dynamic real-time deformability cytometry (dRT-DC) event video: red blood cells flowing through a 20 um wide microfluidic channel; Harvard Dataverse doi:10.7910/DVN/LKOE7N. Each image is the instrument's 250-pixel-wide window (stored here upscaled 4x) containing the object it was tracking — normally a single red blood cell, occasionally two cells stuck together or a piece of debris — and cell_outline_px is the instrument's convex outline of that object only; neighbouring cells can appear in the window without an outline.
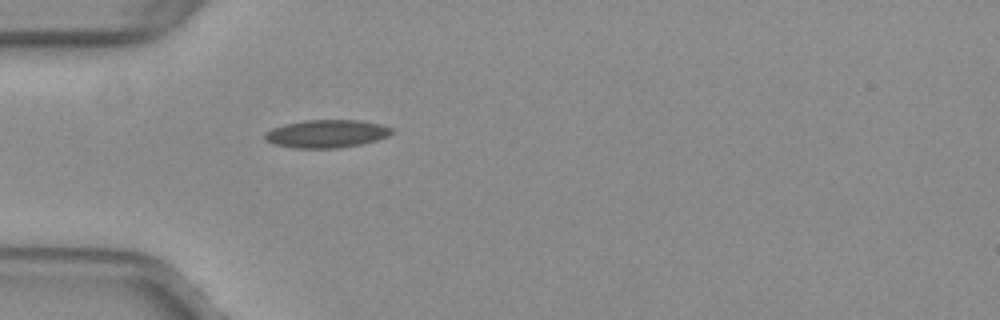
{"species": "common noctule bat (a hibernating species)", "species_latin": "Nyctalus noctula", "temperature_condition": "warm", "stored_images_in_passage": 37, "camera_frame_rate_fps": 3000, "um_per_image_px": 0.085, "animal": {"sex": "female", "body_mass_g": 29.2, "forearm_length_mm": 56.3}, "frame": {"image": 1, "passage_image": 1, "time_ms": 0.0, "image_size_px": [1000, 320], "cell_outline_px": [[396, 132], [388, 136], [376, 140], [360, 144], [340, 148], [292, 148], [272, 144], [264, 140], [264, 132], [272, 128], [284, 124], [304, 120], [360, 120], [380, 124], [392, 128]], "centroid_in_image_um": [27.73, 11.37], "position_along_channel_um": 57.3, "area_um2": 20.92}}
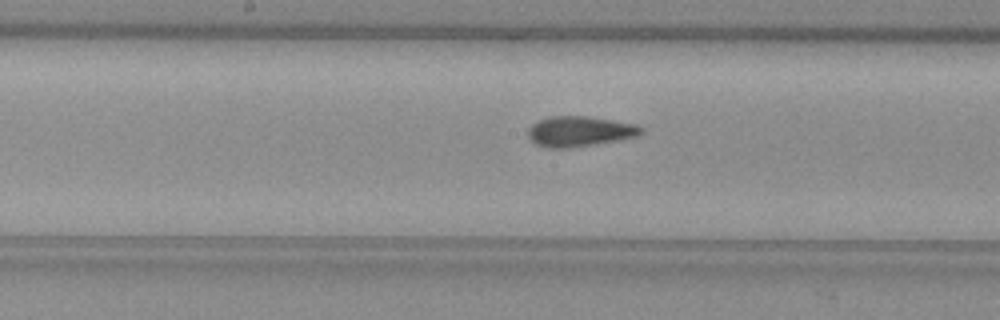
{"frame": {"image": 2, "passage_image": 12, "time_ms": 3.667, "image_size_px": [1000, 320], "cell_outline_px": [[644, 132], [636, 136], [596, 144], [572, 148], [548, 148], [536, 144], [528, 136], [528, 128], [532, 124], [548, 116], [588, 116], [636, 124], [644, 128]], "centroid_in_image_um": [49.27, 11.16], "position_along_channel_um": 198.9, "area_um2": 20.0}}
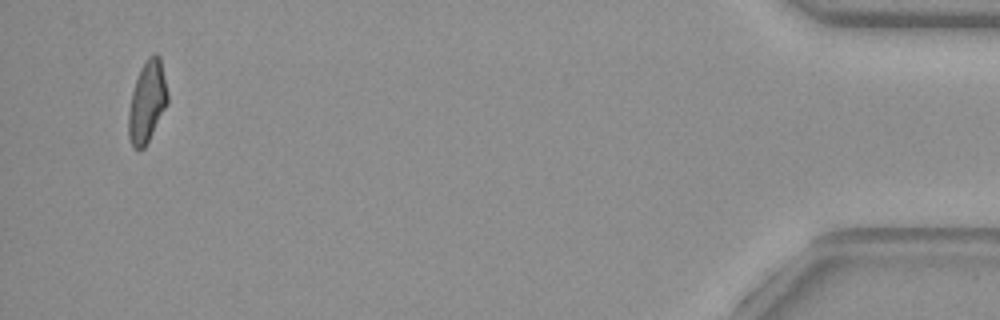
{"frame": {"image": 3, "passage_image": 35, "time_ms": 11.333, "image_size_px": [1000, 320], "cell_outline_px": [[168, 104], [144, 148], [140, 152], [132, 144], [128, 136], [128, 112], [132, 92], [140, 68], [144, 60], [148, 56], [156, 52], [160, 56], [168, 92]], "centroid_in_image_um": [12.51, 8.62], "position_along_channel_um": 422.7, "area_um2": 18.73}, "authors_computed_cell_mechanics": {"area_um2": 19.3052, "velocity_mm_per_s": 4.0137, "shape_relaxation_time_tau1_ms": null, "shape_relaxation_time_tau2_ms": 1.9804, "deformation_change_tau1": null, "deformation_change_tau2": 0.0872}}